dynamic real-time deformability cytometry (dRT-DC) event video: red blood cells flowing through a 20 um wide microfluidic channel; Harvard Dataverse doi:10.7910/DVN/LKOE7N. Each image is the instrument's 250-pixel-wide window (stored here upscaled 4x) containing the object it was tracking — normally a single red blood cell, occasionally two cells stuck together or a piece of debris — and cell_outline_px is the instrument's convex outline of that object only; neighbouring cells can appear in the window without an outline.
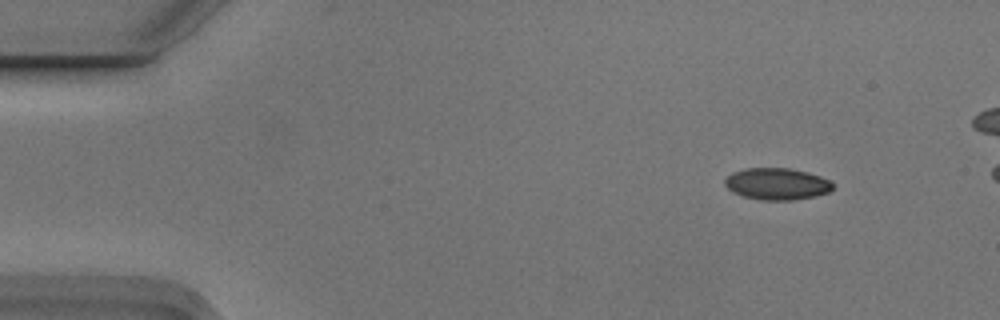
{"species": "Egyptian fruit bat (a non-hibernating species)", "species_latin": "Rousettus aegyptiacus", "temperature_condition": "cold", "stored_images_in_passage": 7, "camera_frame_rate_fps": 3000, "um_per_image_px": 0.085, "animal": {"sex": "male"}, "frame": {"image": 1, "passage_image": 1, "time_ms": 0.0, "image_size_px": [1000, 320], "cell_outline_px": [[832, 188], [828, 192], [812, 196], [792, 200], [764, 200], [744, 196], [732, 192], [724, 184], [724, 180], [732, 172], [744, 168], [788, 168], [808, 172], [820, 176], [828, 180], [832, 184]], "centroid_in_image_um": [65.99, 15.62], "position_along_channel_um": 19.0, "area_um2": 19.77}}
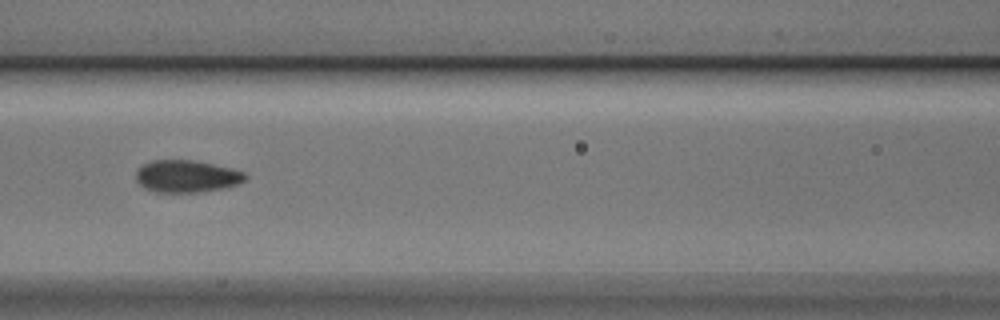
{"frame": {"image": 2, "passage_image": 6, "time_ms": 1.667, "image_size_px": [1000, 320], "cell_outline_px": [[248, 176], [240, 184], [228, 188], [200, 192], [156, 192], [144, 188], [136, 180], [136, 172], [144, 164], [152, 160], [192, 160], [232, 168], [244, 172]], "centroid_in_image_um": [15.91, 14.99], "position_along_channel_um": 150.7, "area_um2": 20.63}}
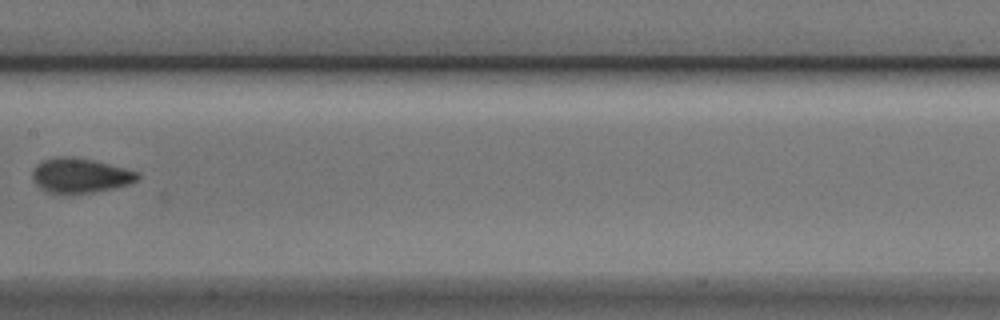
{"frame": {"image": 3, "passage_image": 7, "time_ms": 2.0, "image_size_px": [1000, 320], "cell_outline_px": [[140, 176], [132, 184], [92, 192], [68, 196], [64, 196], [48, 192], [40, 188], [32, 180], [32, 172], [36, 164], [44, 160], [56, 156], [72, 156], [92, 160], [140, 172]], "centroid_in_image_um": [6.78, 14.94], "position_along_channel_um": 200.6, "area_um2": 21.73}}